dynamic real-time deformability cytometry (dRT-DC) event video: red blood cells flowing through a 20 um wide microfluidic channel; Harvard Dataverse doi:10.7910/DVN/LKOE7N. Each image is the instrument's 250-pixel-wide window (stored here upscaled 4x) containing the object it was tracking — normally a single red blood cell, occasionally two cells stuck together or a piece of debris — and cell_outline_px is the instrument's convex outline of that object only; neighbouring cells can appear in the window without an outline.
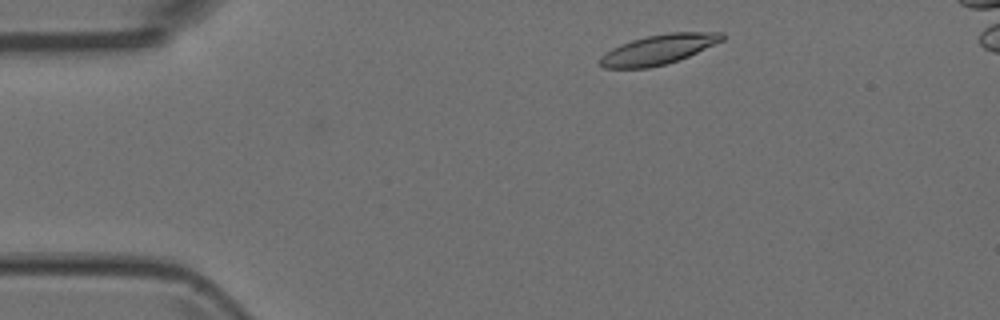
{"species": "Egyptian fruit bat (a non-hibernating species)", "species_latin": "Rousettus aegyptiacus", "temperature_condition": "room temperature", "stored_images_in_passage": 4, "camera_frame_rate_fps": 3000, "um_per_image_px": 0.085, "animal": {"sex": "female"}, "frame": {"image": 1, "passage_image": 1, "time_ms": 0.0, "image_size_px": [1000, 320], "cell_outline_px": [[728, 36], [724, 40], [688, 56], [664, 64], [648, 68], [604, 68], [600, 64], [600, 56], [604, 52], [620, 44], [632, 40], [648, 36], [668, 32], [724, 32]], "centroid_in_image_um": [55.99, 4.19], "position_along_channel_um": 29.0, "area_um2": 21.15}}